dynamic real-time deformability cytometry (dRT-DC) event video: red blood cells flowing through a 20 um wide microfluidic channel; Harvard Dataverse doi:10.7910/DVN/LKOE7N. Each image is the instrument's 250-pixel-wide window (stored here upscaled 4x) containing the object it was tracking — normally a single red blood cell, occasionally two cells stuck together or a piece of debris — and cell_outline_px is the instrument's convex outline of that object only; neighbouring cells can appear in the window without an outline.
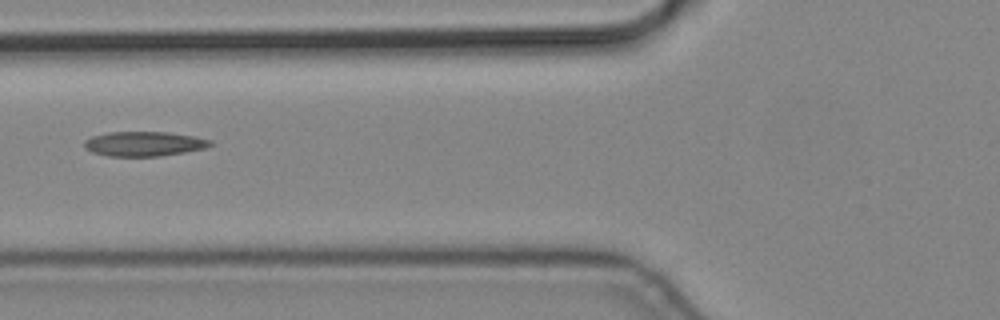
{"species": "common noctule bat (a hibernating species)", "species_latin": "Nyctalus noctula", "temperature_condition": "cold", "stored_images_in_passage": 4, "camera_frame_rate_fps": 3000, "um_per_image_px": 0.085, "animal": {"sex": "male", "body_mass_g": 19.2, "forearm_length_mm": 51.8}, "frame": {"image": 1, "passage_image": 4, "time_ms": 1.0, "image_size_px": [1000, 320], "cell_outline_px": [[212, 144], [204, 148], [184, 152], [160, 156], [108, 156], [92, 152], [84, 148], [84, 140], [92, 136], [108, 132], [168, 132], [196, 136], [212, 140]], "centroid_in_image_um": [12.23, 12.22], "position_along_channel_um": 113.6, "area_um2": 18.15}}